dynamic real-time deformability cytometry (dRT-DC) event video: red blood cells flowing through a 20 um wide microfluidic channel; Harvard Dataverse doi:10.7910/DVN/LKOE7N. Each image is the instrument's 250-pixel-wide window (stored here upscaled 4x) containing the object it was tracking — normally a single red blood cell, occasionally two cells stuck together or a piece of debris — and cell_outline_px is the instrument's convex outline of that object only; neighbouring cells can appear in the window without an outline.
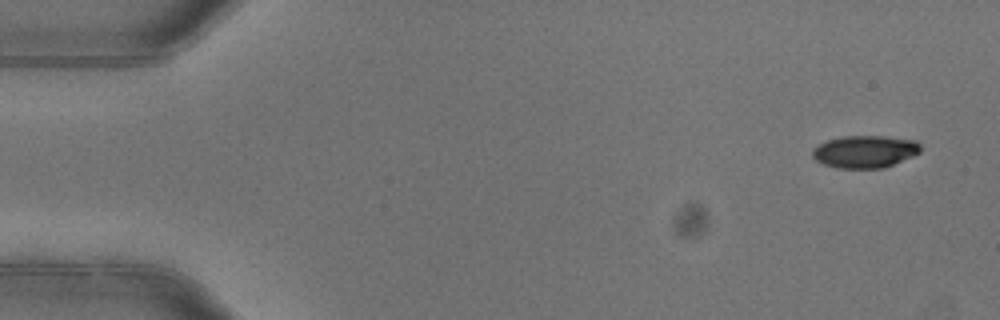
{"species": "common noctule bat (a hibernating species)", "species_latin": "Nyctalus noctula", "temperature_condition": "warm", "stored_images_in_passage": 4, "camera_frame_rate_fps": 3000, "um_per_image_px": 0.085, "animal": {"sex": "female"}, "frame": {"image": 1, "passage_image": 1, "time_ms": 0.0, "image_size_px": [1000, 320], "cell_outline_px": [[920, 152], [912, 156], [884, 168], [836, 168], [824, 164], [816, 160], [812, 156], [812, 148], [828, 140], [844, 136], [884, 136], [916, 140], [920, 144]], "centroid_in_image_um": [73.51, 12.88], "position_along_channel_um": 11.5, "area_um2": 20.35}}